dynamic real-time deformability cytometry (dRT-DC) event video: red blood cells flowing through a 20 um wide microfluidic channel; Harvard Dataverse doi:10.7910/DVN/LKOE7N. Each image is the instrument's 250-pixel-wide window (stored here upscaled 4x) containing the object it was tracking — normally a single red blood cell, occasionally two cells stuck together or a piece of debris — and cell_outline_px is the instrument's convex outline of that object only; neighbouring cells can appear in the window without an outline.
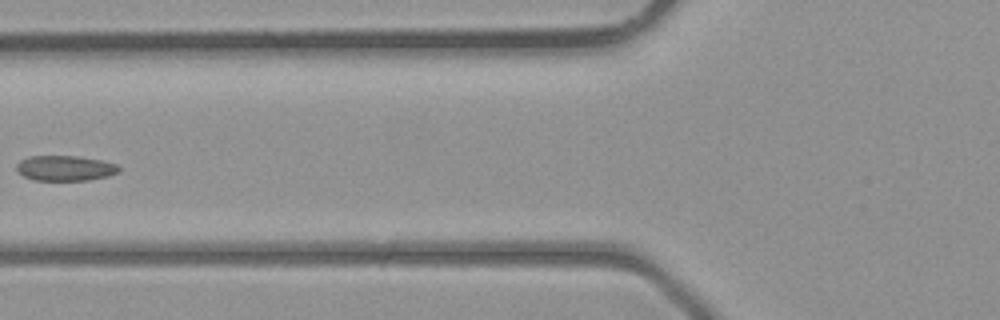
{"species": "common noctule bat (a hibernating species)", "species_latin": "Nyctalus noctula", "temperature_condition": "room temperature", "stored_images_in_passage": 6, "camera_frame_rate_fps": 3000, "um_per_image_px": 0.085, "animal": {"sex": "male", "body_mass_g": 23.1, "forearm_length_mm": 52.7}, "frame": {"image": 1, "passage_image": 6, "time_ms": 5.667, "image_size_px": [1000, 320], "cell_outline_px": [[120, 172], [108, 176], [88, 180], [32, 180], [16, 172], [16, 164], [20, 160], [28, 156], [76, 156], [100, 160], [116, 164], [120, 168]], "centroid_in_image_um": [5.5, 14.29], "position_along_channel_um": 120.3, "area_um2": 15.14}}